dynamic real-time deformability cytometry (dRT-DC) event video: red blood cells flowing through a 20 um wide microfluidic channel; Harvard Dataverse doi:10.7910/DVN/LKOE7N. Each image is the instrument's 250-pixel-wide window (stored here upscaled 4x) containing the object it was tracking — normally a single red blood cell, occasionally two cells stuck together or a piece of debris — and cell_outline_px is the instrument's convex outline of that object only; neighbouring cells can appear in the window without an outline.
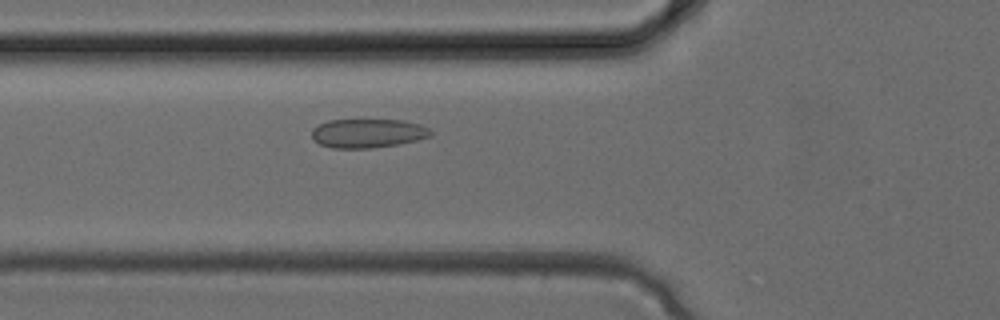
{"species": "common noctule bat (a hibernating species)", "species_latin": "Nyctalus noctula", "temperature_condition": "cold", "stored_images_in_passage": 33, "camera_frame_rate_fps": 3000, "um_per_image_px": 0.085, "animal": {"sex": "female", "body_mass_g": 24.6, "forearm_length_mm": 56.2}, "frame": {"image": 1, "passage_image": 11, "time_ms": 3.333, "image_size_px": [1000, 320], "cell_outline_px": [[432, 132], [428, 136], [416, 140], [396, 144], [372, 148], [332, 148], [320, 144], [312, 140], [312, 128], [328, 120], [404, 120], [420, 124], [428, 128]], "centroid_in_image_um": [31.22, 11.32], "position_along_channel_um": 94.6, "area_um2": 19.94}}
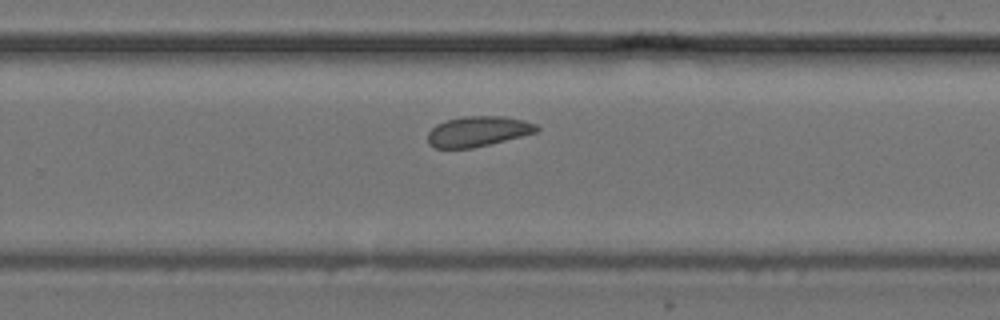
{"frame": {"image": 2, "passage_image": 21, "time_ms": 6.667, "image_size_px": [1000, 320], "cell_outline_px": [[540, 128], [536, 132], [472, 148], [432, 148], [428, 144], [428, 132], [436, 124], [448, 120], [464, 116], [504, 116], [524, 120], [536, 124]], "centroid_in_image_um": [40.59, 11.16], "position_along_channel_um": 289.2, "area_um2": 19.07}}
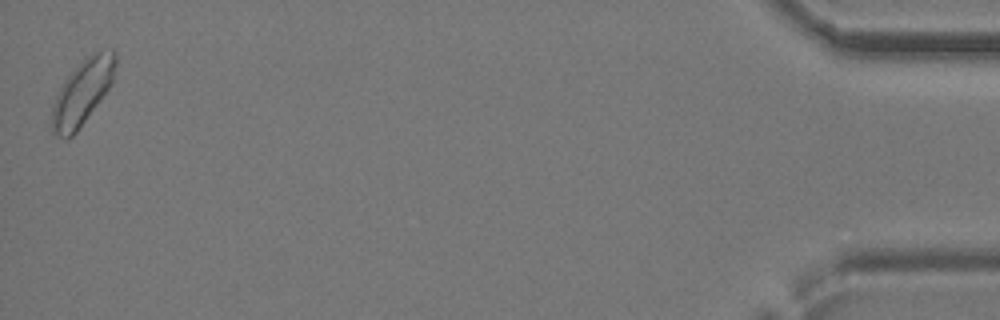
{"frame": {"image": 3, "passage_image": 33, "time_ms": 10.667, "image_size_px": [1000, 320], "cell_outline_px": [[116, 64], [112, 84], [76, 132], [72, 136], [56, 136], [52, 132], [52, 104], [64, 80], [88, 56], [96, 52], [112, 48], [116, 56]], "centroid_in_image_um": [7.01, 7.83], "position_along_channel_um": 428.2, "area_um2": 23.52}}